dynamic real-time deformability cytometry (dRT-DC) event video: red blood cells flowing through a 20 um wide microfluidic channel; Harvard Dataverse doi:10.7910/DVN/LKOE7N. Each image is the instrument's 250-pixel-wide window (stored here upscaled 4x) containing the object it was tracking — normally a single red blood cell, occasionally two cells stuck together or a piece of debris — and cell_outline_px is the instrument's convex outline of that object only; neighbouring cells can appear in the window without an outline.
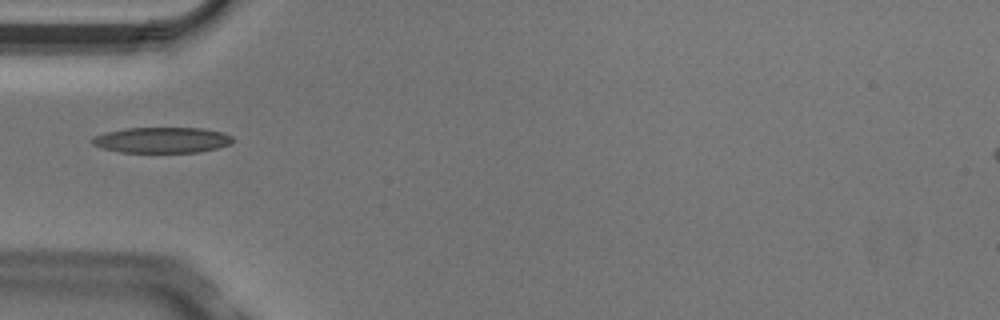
{"species": "Egyptian fruit bat (a non-hibernating species)", "species_latin": "Rousettus aegyptiacus", "temperature_condition": "cold", "stored_images_in_passage": 6, "camera_frame_rate_fps": 3000, "um_per_image_px": 0.085, "animal": {"sex": "male"}, "frame": {"image": 1, "passage_image": 6, "time_ms": 1.667, "image_size_px": [1000, 320], "cell_outline_px": [[232, 140], [228, 144], [216, 148], [200, 152], [120, 152], [100, 148], [92, 144], [88, 140], [92, 136], [104, 132], [128, 128], [204, 128], [224, 132], [232, 136]], "centroid_in_image_um": [13.69, 11.9], "position_along_channel_um": 71.3, "area_um2": 21.21}}